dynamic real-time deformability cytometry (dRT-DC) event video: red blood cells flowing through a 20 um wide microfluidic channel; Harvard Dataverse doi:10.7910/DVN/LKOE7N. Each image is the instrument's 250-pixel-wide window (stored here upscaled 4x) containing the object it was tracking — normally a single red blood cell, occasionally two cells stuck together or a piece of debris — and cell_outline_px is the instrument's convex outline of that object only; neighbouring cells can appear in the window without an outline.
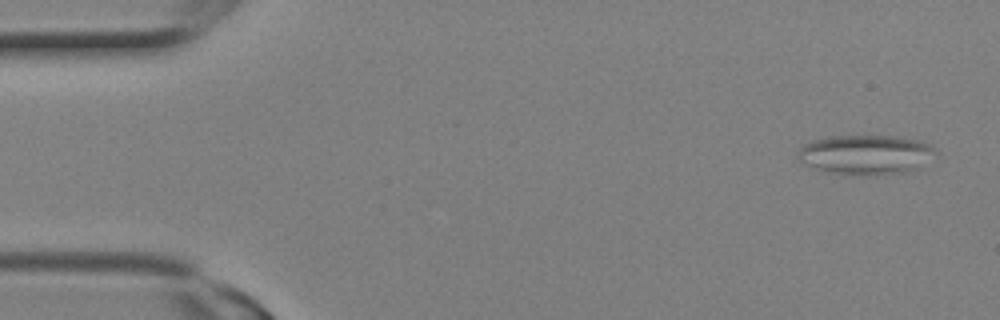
{"species": "Egyptian fruit bat (a non-hibernating species)", "species_latin": "Rousettus aegyptiacus", "temperature_condition": "room temperature", "stored_images_in_passage": 9, "camera_frame_rate_fps": 3000, "um_per_image_px": 0.085, "animal": {"sex": "female"}, "frame": {"image": 1, "passage_image": 1, "time_ms": 0.0, "image_size_px": [1000, 320], "cell_outline_px": [[940, 156], [920, 168], [908, 172], [876, 176], [852, 176], [824, 172], [812, 168], [804, 164], [796, 156], [800, 148], [804, 144], [812, 140], [832, 136], [900, 136], [920, 140], [936, 148], [940, 152]], "centroid_in_image_um": [73.68, 13.18], "position_along_channel_um": 11.3, "area_um2": 33.18}}